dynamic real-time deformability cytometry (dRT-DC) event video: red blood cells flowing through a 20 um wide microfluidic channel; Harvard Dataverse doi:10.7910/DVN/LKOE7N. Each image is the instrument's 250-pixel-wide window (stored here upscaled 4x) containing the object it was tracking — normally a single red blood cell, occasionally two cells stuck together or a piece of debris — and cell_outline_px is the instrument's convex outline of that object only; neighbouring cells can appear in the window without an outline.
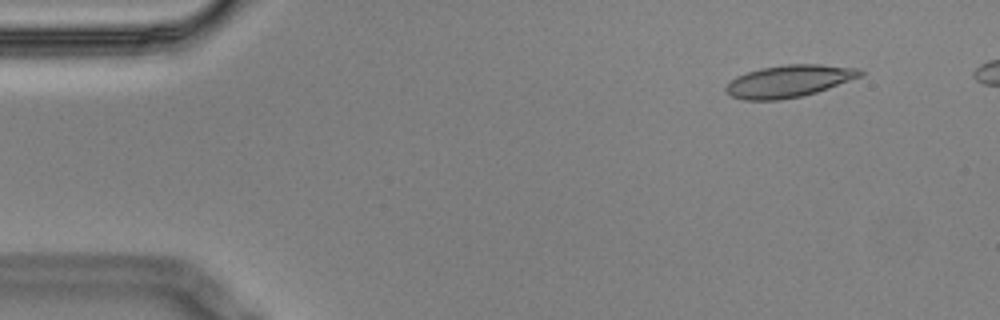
{"species": "Egyptian fruit bat (a non-hibernating species)", "species_latin": "Rousettus aegyptiacus", "temperature_condition": "cold", "stored_images_in_passage": 5, "camera_frame_rate_fps": 3000, "um_per_image_px": 0.085, "animal": {"sex": "male"}, "frame": {"image": 1, "passage_image": 2, "time_ms": 0.333, "image_size_px": [1000, 320], "cell_outline_px": [[864, 72], [860, 76], [828, 88], [816, 92], [800, 96], [776, 100], [744, 100], [732, 96], [724, 88], [736, 76], [760, 68], [784, 64], [820, 64], [860, 68]], "centroid_in_image_um": [67.06, 6.88], "position_along_channel_um": 17.9, "area_um2": 24.91}}
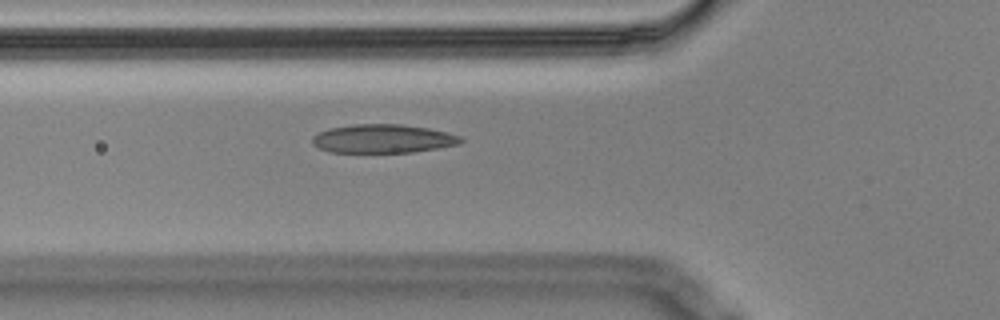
{"frame": {"image": 2, "passage_image": 5, "time_ms": 1.333, "image_size_px": [1000, 320], "cell_outline_px": [[464, 140], [460, 144], [412, 152], [328, 152], [312, 144], [312, 136], [328, 128], [352, 124], [400, 124], [428, 128], [460, 136]], "centroid_in_image_um": [32.51, 11.78], "position_along_channel_um": 93.3, "area_um2": 24.68}}